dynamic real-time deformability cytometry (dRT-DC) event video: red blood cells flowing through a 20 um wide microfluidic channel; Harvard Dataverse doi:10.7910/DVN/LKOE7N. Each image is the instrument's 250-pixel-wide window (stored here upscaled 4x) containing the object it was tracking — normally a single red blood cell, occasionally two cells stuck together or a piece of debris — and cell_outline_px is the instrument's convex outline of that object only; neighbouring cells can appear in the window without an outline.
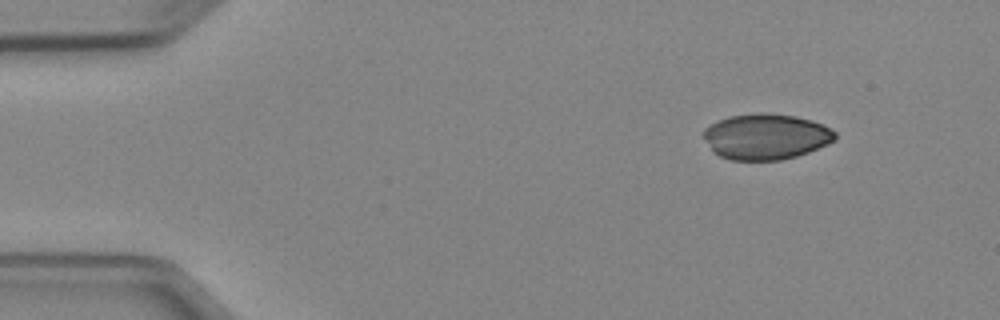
{"species": "Egyptian fruit bat (a non-hibernating species)", "species_latin": "Rousettus aegyptiacus", "temperature_condition": "cold", "stored_images_in_passage": 6, "camera_frame_rate_fps": 3000, "um_per_image_px": 0.085, "animal": {"sex": "female"}, "frame": {"image": 1, "passage_image": 1, "time_ms": 0.0, "image_size_px": [1000, 320], "cell_outline_px": [[836, 136], [828, 144], [808, 152], [796, 156], [780, 160], [732, 160], [720, 156], [712, 152], [704, 136], [704, 128], [728, 116], [756, 112], [764, 112], [796, 116], [812, 120], [836, 132]], "centroid_in_image_um": [65.09, 11.6], "position_along_channel_um": 19.9, "area_um2": 34.97}}